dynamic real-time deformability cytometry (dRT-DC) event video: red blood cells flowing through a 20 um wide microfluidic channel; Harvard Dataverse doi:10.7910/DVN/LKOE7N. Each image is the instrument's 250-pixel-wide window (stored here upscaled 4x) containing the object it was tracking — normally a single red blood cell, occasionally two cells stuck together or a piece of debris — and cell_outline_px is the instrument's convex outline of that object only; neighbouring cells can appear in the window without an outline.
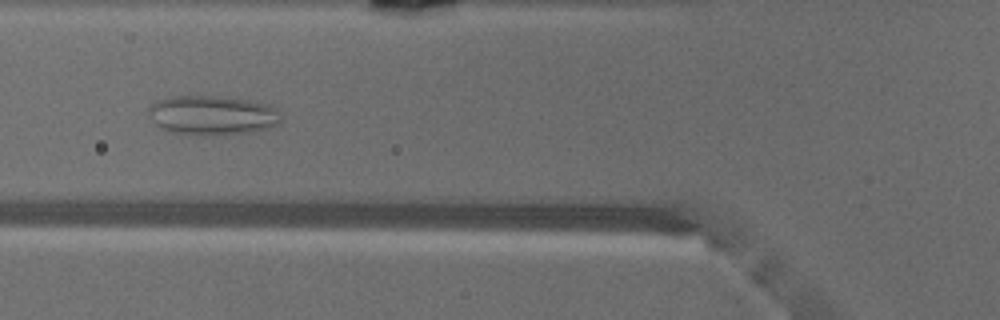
{"species": "common noctule bat (a hibernating species)", "species_latin": "Nyctalus noctula", "temperature_condition": "warm", "stored_images_in_passage": 41, "camera_frame_rate_fps": 3000, "um_per_image_px": 0.085, "animal": {"sex": "male", "body_mass_g": 18.8}, "frame": {"image": 1, "passage_image": 9, "time_ms": 2.667, "image_size_px": [1000, 320], "cell_outline_px": [[280, 120], [276, 124], [252, 132], [212, 136], [200, 136], [172, 132], [156, 124], [148, 116], [148, 108], [152, 104], [160, 100], [176, 96], [212, 96], [248, 100], [268, 104], [276, 108], [280, 116]], "centroid_in_image_um": [18.03, 9.81], "position_along_channel_um": 107.8, "area_um2": 30.23}}
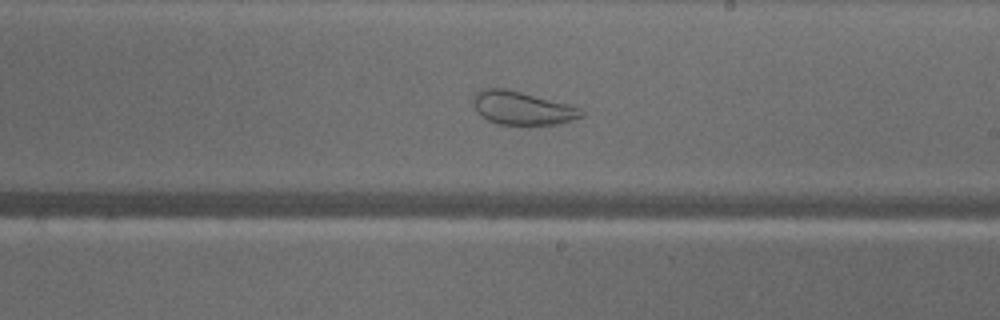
{"frame": {"image": 2, "passage_image": 19, "time_ms": 6.0, "image_size_px": [1000, 320], "cell_outline_px": [[584, 116], [572, 120], [556, 124], [500, 124], [488, 120], [476, 108], [472, 100], [472, 96], [476, 92], [488, 88], [504, 88], [572, 104], [580, 108], [584, 112]], "centroid_in_image_um": [44.44, 9.17], "position_along_channel_um": 244.6, "area_um2": 20.81}}
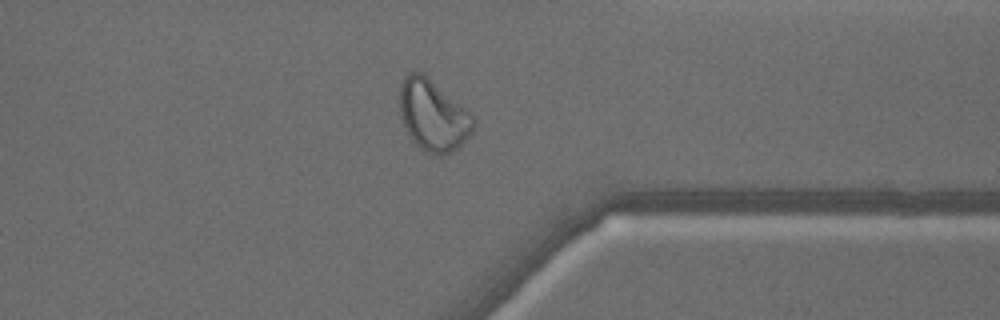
{"frame": {"image": 3, "passage_image": 29, "time_ms": 9.333, "image_size_px": [1000, 320], "cell_outline_px": [[476, 120], [472, 132], [456, 148], [440, 156], [428, 152], [416, 144], [412, 140], [404, 124], [400, 112], [400, 84], [404, 76], [408, 72], [420, 72], [464, 108]], "centroid_in_image_um": [36.78, 9.81], "position_along_channel_um": 374.6, "area_um2": 29.54}}